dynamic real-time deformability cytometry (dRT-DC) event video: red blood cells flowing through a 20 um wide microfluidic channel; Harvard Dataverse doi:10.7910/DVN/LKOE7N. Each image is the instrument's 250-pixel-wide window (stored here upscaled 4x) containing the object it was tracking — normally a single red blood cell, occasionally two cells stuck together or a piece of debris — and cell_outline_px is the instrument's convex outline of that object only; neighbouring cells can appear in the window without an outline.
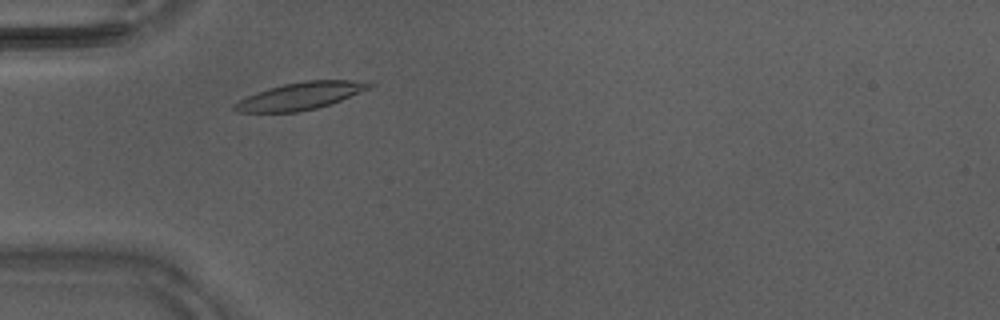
{"species": "Egyptian fruit bat (a non-hibernating species)", "species_latin": "Rousettus aegyptiacus", "temperature_condition": "warm", "stored_images_in_passage": 37, "camera_frame_rate_fps": 3000, "um_per_image_px": 0.085, "animal": {"sex": "male"}, "frame": {"image": 1, "passage_image": 6, "time_ms": 1.667, "image_size_px": [1000, 320], "cell_outline_px": [[376, 84], [360, 92], [340, 100], [316, 108], [296, 112], [236, 112], [232, 108], [232, 104], [256, 92], [268, 88], [284, 84], [304, 80], [372, 80]], "centroid_in_image_um": [25.55, 8.14], "position_along_channel_um": 59.4, "area_um2": 21.44}}
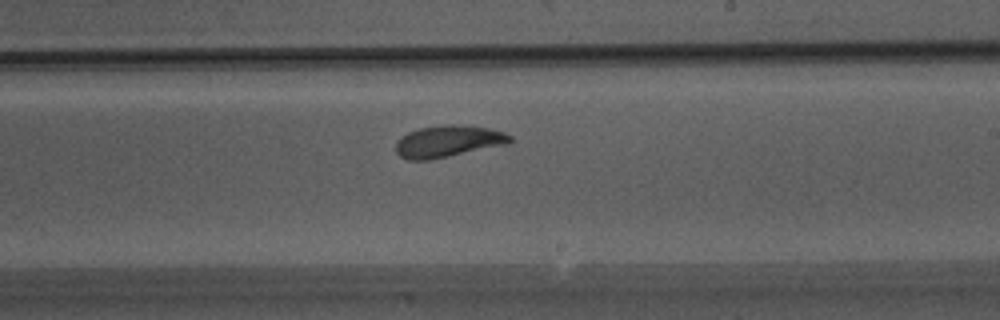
{"frame": {"image": 2, "passage_image": 19, "time_ms": 6.0, "image_size_px": [1000, 320], "cell_outline_px": [[512, 140], [508, 144], [428, 160], [408, 160], [400, 156], [396, 152], [396, 144], [408, 132], [420, 128], [448, 124], [452, 124], [488, 128], [504, 132], [512, 136]], "centroid_in_image_um": [38.11, 12.01], "position_along_channel_um": 250.9, "area_um2": 20.81}}
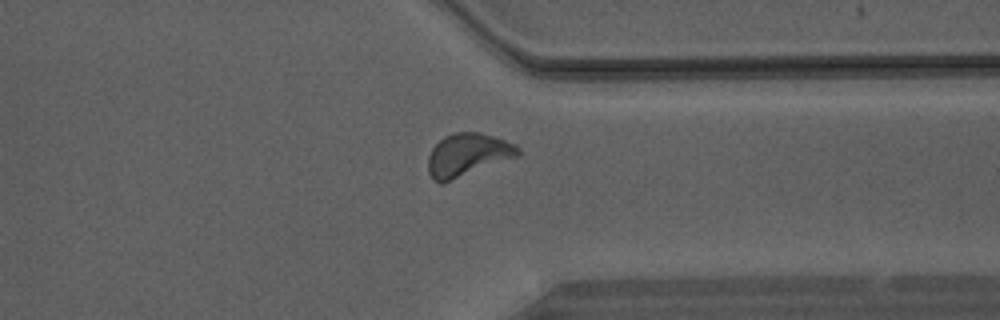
{"frame": {"image": 3, "passage_image": 27, "time_ms": 8.667, "image_size_px": [1000, 320], "cell_outline_px": [[520, 156], [444, 184], [440, 184], [432, 180], [428, 172], [428, 156], [432, 148], [444, 136], [456, 132], [480, 132], [516, 144], [520, 148]], "centroid_in_image_um": [39.75, 13.2], "position_along_channel_um": 371.7, "area_um2": 22.95}}